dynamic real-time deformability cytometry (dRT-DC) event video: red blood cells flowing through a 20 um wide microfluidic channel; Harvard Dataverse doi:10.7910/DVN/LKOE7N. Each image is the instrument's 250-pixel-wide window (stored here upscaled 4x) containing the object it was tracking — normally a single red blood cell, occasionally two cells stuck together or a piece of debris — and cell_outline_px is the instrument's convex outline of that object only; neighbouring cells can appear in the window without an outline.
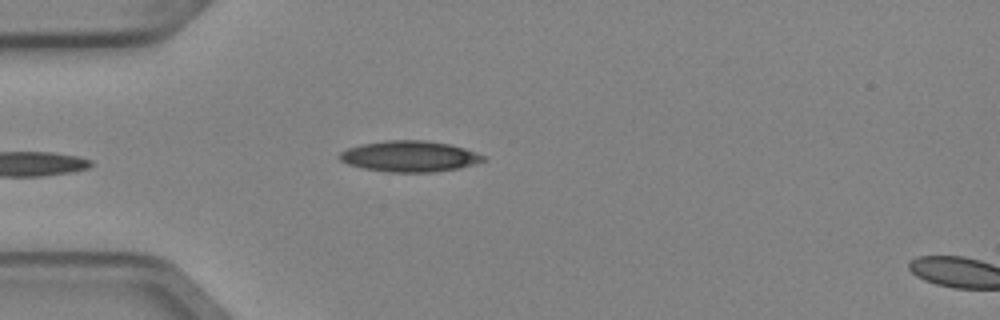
{"species": "Egyptian fruit bat (a non-hibernating species)", "species_latin": "Rousettus aegyptiacus", "temperature_condition": "cold", "stored_images_in_passage": 5, "segment_of_instrument_passage": [1, 2], "camera_frame_rate_fps": 3000, "um_per_image_px": 0.085, "animal": {"sex": "female"}, "frame": {"image": 1, "passage_image": 4, "time_ms": 1.0, "image_size_px": [1000, 320], "cell_outline_px": [[488, 160], [460, 168], [432, 172], [388, 172], [364, 168], [348, 164], [340, 160], [340, 152], [348, 148], [360, 144], [388, 140], [424, 140], [448, 144], [464, 148], [476, 152], [484, 156]], "centroid_in_image_um": [34.83, 13.29], "position_along_channel_um": 50.2, "area_um2": 25.84}}